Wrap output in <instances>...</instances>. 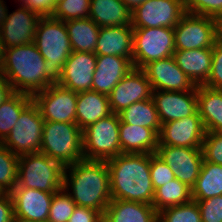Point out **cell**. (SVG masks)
Returning a JSON list of instances; mask_svg holds the SVG:
<instances>
[{"mask_svg": "<svg viewBox=\"0 0 222 222\" xmlns=\"http://www.w3.org/2000/svg\"><path fill=\"white\" fill-rule=\"evenodd\" d=\"M201 150L203 161L222 165V133L206 132Z\"/></svg>", "mask_w": 222, "mask_h": 222, "instance_id": "39", "label": "cell"}, {"mask_svg": "<svg viewBox=\"0 0 222 222\" xmlns=\"http://www.w3.org/2000/svg\"><path fill=\"white\" fill-rule=\"evenodd\" d=\"M0 73L13 92L33 96L55 82L45 72V59L34 43L4 49Z\"/></svg>", "mask_w": 222, "mask_h": 222, "instance_id": "3", "label": "cell"}, {"mask_svg": "<svg viewBox=\"0 0 222 222\" xmlns=\"http://www.w3.org/2000/svg\"><path fill=\"white\" fill-rule=\"evenodd\" d=\"M175 50L174 28H133L134 68L173 56Z\"/></svg>", "mask_w": 222, "mask_h": 222, "instance_id": "8", "label": "cell"}, {"mask_svg": "<svg viewBox=\"0 0 222 222\" xmlns=\"http://www.w3.org/2000/svg\"><path fill=\"white\" fill-rule=\"evenodd\" d=\"M11 222H36V221L28 220V219H25V218L14 215Z\"/></svg>", "mask_w": 222, "mask_h": 222, "instance_id": "50", "label": "cell"}, {"mask_svg": "<svg viewBox=\"0 0 222 222\" xmlns=\"http://www.w3.org/2000/svg\"><path fill=\"white\" fill-rule=\"evenodd\" d=\"M40 153L64 167L84 160L83 131L76 123L44 121Z\"/></svg>", "mask_w": 222, "mask_h": 222, "instance_id": "5", "label": "cell"}, {"mask_svg": "<svg viewBox=\"0 0 222 222\" xmlns=\"http://www.w3.org/2000/svg\"><path fill=\"white\" fill-rule=\"evenodd\" d=\"M65 167L42 153L23 154L18 160L16 186L55 193L63 188Z\"/></svg>", "mask_w": 222, "mask_h": 222, "instance_id": "6", "label": "cell"}, {"mask_svg": "<svg viewBox=\"0 0 222 222\" xmlns=\"http://www.w3.org/2000/svg\"><path fill=\"white\" fill-rule=\"evenodd\" d=\"M43 126L44 119L32 101L21 112L14 127L1 143L18 156L40 153Z\"/></svg>", "mask_w": 222, "mask_h": 222, "instance_id": "9", "label": "cell"}, {"mask_svg": "<svg viewBox=\"0 0 222 222\" xmlns=\"http://www.w3.org/2000/svg\"><path fill=\"white\" fill-rule=\"evenodd\" d=\"M222 195V165L203 161L200 174L191 188L192 200Z\"/></svg>", "mask_w": 222, "mask_h": 222, "instance_id": "30", "label": "cell"}, {"mask_svg": "<svg viewBox=\"0 0 222 222\" xmlns=\"http://www.w3.org/2000/svg\"><path fill=\"white\" fill-rule=\"evenodd\" d=\"M218 23V40L222 42V17L217 20Z\"/></svg>", "mask_w": 222, "mask_h": 222, "instance_id": "49", "label": "cell"}, {"mask_svg": "<svg viewBox=\"0 0 222 222\" xmlns=\"http://www.w3.org/2000/svg\"><path fill=\"white\" fill-rule=\"evenodd\" d=\"M23 3L21 6L27 7L32 12L40 17L52 16L55 11V0H20Z\"/></svg>", "mask_w": 222, "mask_h": 222, "instance_id": "43", "label": "cell"}, {"mask_svg": "<svg viewBox=\"0 0 222 222\" xmlns=\"http://www.w3.org/2000/svg\"><path fill=\"white\" fill-rule=\"evenodd\" d=\"M19 156L0 143V188L10 193L18 181Z\"/></svg>", "mask_w": 222, "mask_h": 222, "instance_id": "34", "label": "cell"}, {"mask_svg": "<svg viewBox=\"0 0 222 222\" xmlns=\"http://www.w3.org/2000/svg\"><path fill=\"white\" fill-rule=\"evenodd\" d=\"M123 123L154 129L158 134L161 130V122L152 98L131 104L119 113Z\"/></svg>", "mask_w": 222, "mask_h": 222, "instance_id": "31", "label": "cell"}, {"mask_svg": "<svg viewBox=\"0 0 222 222\" xmlns=\"http://www.w3.org/2000/svg\"><path fill=\"white\" fill-rule=\"evenodd\" d=\"M184 6L188 13L216 20L222 17V0H184Z\"/></svg>", "mask_w": 222, "mask_h": 222, "instance_id": "38", "label": "cell"}, {"mask_svg": "<svg viewBox=\"0 0 222 222\" xmlns=\"http://www.w3.org/2000/svg\"><path fill=\"white\" fill-rule=\"evenodd\" d=\"M175 49L212 48L218 40L217 20L186 12L174 27Z\"/></svg>", "mask_w": 222, "mask_h": 222, "instance_id": "10", "label": "cell"}, {"mask_svg": "<svg viewBox=\"0 0 222 222\" xmlns=\"http://www.w3.org/2000/svg\"><path fill=\"white\" fill-rule=\"evenodd\" d=\"M90 0H63L58 2L53 18L64 22L89 17Z\"/></svg>", "mask_w": 222, "mask_h": 222, "instance_id": "37", "label": "cell"}, {"mask_svg": "<svg viewBox=\"0 0 222 222\" xmlns=\"http://www.w3.org/2000/svg\"><path fill=\"white\" fill-rule=\"evenodd\" d=\"M142 70L153 91H189L197 87L179 68L173 56L151 61Z\"/></svg>", "mask_w": 222, "mask_h": 222, "instance_id": "17", "label": "cell"}, {"mask_svg": "<svg viewBox=\"0 0 222 222\" xmlns=\"http://www.w3.org/2000/svg\"><path fill=\"white\" fill-rule=\"evenodd\" d=\"M174 172L176 179L192 188L203 163L201 148L158 145L155 152Z\"/></svg>", "mask_w": 222, "mask_h": 222, "instance_id": "14", "label": "cell"}, {"mask_svg": "<svg viewBox=\"0 0 222 222\" xmlns=\"http://www.w3.org/2000/svg\"><path fill=\"white\" fill-rule=\"evenodd\" d=\"M13 217V199L10 193H5L0 197V222H11Z\"/></svg>", "mask_w": 222, "mask_h": 222, "instance_id": "45", "label": "cell"}, {"mask_svg": "<svg viewBox=\"0 0 222 222\" xmlns=\"http://www.w3.org/2000/svg\"><path fill=\"white\" fill-rule=\"evenodd\" d=\"M33 43L45 59L46 74L57 83L62 68L72 53L65 22L52 16L41 17Z\"/></svg>", "mask_w": 222, "mask_h": 222, "instance_id": "4", "label": "cell"}, {"mask_svg": "<svg viewBox=\"0 0 222 222\" xmlns=\"http://www.w3.org/2000/svg\"><path fill=\"white\" fill-rule=\"evenodd\" d=\"M33 101L31 95L13 92L0 104V143L7 137L21 112Z\"/></svg>", "mask_w": 222, "mask_h": 222, "instance_id": "32", "label": "cell"}, {"mask_svg": "<svg viewBox=\"0 0 222 222\" xmlns=\"http://www.w3.org/2000/svg\"><path fill=\"white\" fill-rule=\"evenodd\" d=\"M3 63H4V47L2 44V40L0 38V70L3 66Z\"/></svg>", "mask_w": 222, "mask_h": 222, "instance_id": "48", "label": "cell"}, {"mask_svg": "<svg viewBox=\"0 0 222 222\" xmlns=\"http://www.w3.org/2000/svg\"><path fill=\"white\" fill-rule=\"evenodd\" d=\"M161 124L189 117L198 111L197 87L189 91H153Z\"/></svg>", "mask_w": 222, "mask_h": 222, "instance_id": "19", "label": "cell"}, {"mask_svg": "<svg viewBox=\"0 0 222 222\" xmlns=\"http://www.w3.org/2000/svg\"><path fill=\"white\" fill-rule=\"evenodd\" d=\"M64 188L53 194L47 222H68L76 207L70 194Z\"/></svg>", "mask_w": 222, "mask_h": 222, "instance_id": "36", "label": "cell"}, {"mask_svg": "<svg viewBox=\"0 0 222 222\" xmlns=\"http://www.w3.org/2000/svg\"><path fill=\"white\" fill-rule=\"evenodd\" d=\"M173 57L179 68L196 86L207 81L211 72L212 48L175 50Z\"/></svg>", "mask_w": 222, "mask_h": 222, "instance_id": "25", "label": "cell"}, {"mask_svg": "<svg viewBox=\"0 0 222 222\" xmlns=\"http://www.w3.org/2000/svg\"><path fill=\"white\" fill-rule=\"evenodd\" d=\"M103 222H158V212L150 204L111 199Z\"/></svg>", "mask_w": 222, "mask_h": 222, "instance_id": "24", "label": "cell"}, {"mask_svg": "<svg viewBox=\"0 0 222 222\" xmlns=\"http://www.w3.org/2000/svg\"><path fill=\"white\" fill-rule=\"evenodd\" d=\"M206 130L198 111L186 118L161 125L158 145L201 148Z\"/></svg>", "mask_w": 222, "mask_h": 222, "instance_id": "16", "label": "cell"}, {"mask_svg": "<svg viewBox=\"0 0 222 222\" xmlns=\"http://www.w3.org/2000/svg\"><path fill=\"white\" fill-rule=\"evenodd\" d=\"M61 1H63V0H55L56 4H57L58 2H61Z\"/></svg>", "mask_w": 222, "mask_h": 222, "instance_id": "52", "label": "cell"}, {"mask_svg": "<svg viewBox=\"0 0 222 222\" xmlns=\"http://www.w3.org/2000/svg\"><path fill=\"white\" fill-rule=\"evenodd\" d=\"M191 200V188L174 179L155 190L152 206L160 212L168 207L189 203Z\"/></svg>", "mask_w": 222, "mask_h": 222, "instance_id": "33", "label": "cell"}, {"mask_svg": "<svg viewBox=\"0 0 222 222\" xmlns=\"http://www.w3.org/2000/svg\"><path fill=\"white\" fill-rule=\"evenodd\" d=\"M112 114L108 95L97 91L79 92L76 103V124L83 131L99 119Z\"/></svg>", "mask_w": 222, "mask_h": 222, "instance_id": "26", "label": "cell"}, {"mask_svg": "<svg viewBox=\"0 0 222 222\" xmlns=\"http://www.w3.org/2000/svg\"><path fill=\"white\" fill-rule=\"evenodd\" d=\"M131 15L121 0H90L89 18L99 27L131 25Z\"/></svg>", "mask_w": 222, "mask_h": 222, "instance_id": "28", "label": "cell"}, {"mask_svg": "<svg viewBox=\"0 0 222 222\" xmlns=\"http://www.w3.org/2000/svg\"><path fill=\"white\" fill-rule=\"evenodd\" d=\"M40 18L25 6L8 15L0 0V38L4 49L33 43Z\"/></svg>", "mask_w": 222, "mask_h": 222, "instance_id": "11", "label": "cell"}, {"mask_svg": "<svg viewBox=\"0 0 222 222\" xmlns=\"http://www.w3.org/2000/svg\"><path fill=\"white\" fill-rule=\"evenodd\" d=\"M92 90L109 95L115 85L133 68V63L122 56L96 55Z\"/></svg>", "mask_w": 222, "mask_h": 222, "instance_id": "21", "label": "cell"}, {"mask_svg": "<svg viewBox=\"0 0 222 222\" xmlns=\"http://www.w3.org/2000/svg\"><path fill=\"white\" fill-rule=\"evenodd\" d=\"M204 86L222 89V42L217 40L212 47L211 72Z\"/></svg>", "mask_w": 222, "mask_h": 222, "instance_id": "42", "label": "cell"}, {"mask_svg": "<svg viewBox=\"0 0 222 222\" xmlns=\"http://www.w3.org/2000/svg\"><path fill=\"white\" fill-rule=\"evenodd\" d=\"M72 51L95 53L100 27L89 17L65 22Z\"/></svg>", "mask_w": 222, "mask_h": 222, "instance_id": "29", "label": "cell"}, {"mask_svg": "<svg viewBox=\"0 0 222 222\" xmlns=\"http://www.w3.org/2000/svg\"><path fill=\"white\" fill-rule=\"evenodd\" d=\"M158 222H202L196 201L181 204L158 212Z\"/></svg>", "mask_w": 222, "mask_h": 222, "instance_id": "35", "label": "cell"}, {"mask_svg": "<svg viewBox=\"0 0 222 222\" xmlns=\"http://www.w3.org/2000/svg\"><path fill=\"white\" fill-rule=\"evenodd\" d=\"M125 6H127L131 11L140 6L146 0H121Z\"/></svg>", "mask_w": 222, "mask_h": 222, "instance_id": "47", "label": "cell"}, {"mask_svg": "<svg viewBox=\"0 0 222 222\" xmlns=\"http://www.w3.org/2000/svg\"><path fill=\"white\" fill-rule=\"evenodd\" d=\"M14 215L36 222H47L54 193L15 186L10 192Z\"/></svg>", "mask_w": 222, "mask_h": 222, "instance_id": "20", "label": "cell"}, {"mask_svg": "<svg viewBox=\"0 0 222 222\" xmlns=\"http://www.w3.org/2000/svg\"><path fill=\"white\" fill-rule=\"evenodd\" d=\"M4 194H5V192L0 188V197Z\"/></svg>", "mask_w": 222, "mask_h": 222, "instance_id": "51", "label": "cell"}, {"mask_svg": "<svg viewBox=\"0 0 222 222\" xmlns=\"http://www.w3.org/2000/svg\"><path fill=\"white\" fill-rule=\"evenodd\" d=\"M96 60L95 53L72 51L57 84L76 93L92 90Z\"/></svg>", "mask_w": 222, "mask_h": 222, "instance_id": "18", "label": "cell"}, {"mask_svg": "<svg viewBox=\"0 0 222 222\" xmlns=\"http://www.w3.org/2000/svg\"><path fill=\"white\" fill-rule=\"evenodd\" d=\"M13 93V89L6 78L0 73V104Z\"/></svg>", "mask_w": 222, "mask_h": 222, "instance_id": "46", "label": "cell"}, {"mask_svg": "<svg viewBox=\"0 0 222 222\" xmlns=\"http://www.w3.org/2000/svg\"><path fill=\"white\" fill-rule=\"evenodd\" d=\"M196 201L202 222H222V195Z\"/></svg>", "mask_w": 222, "mask_h": 222, "instance_id": "41", "label": "cell"}, {"mask_svg": "<svg viewBox=\"0 0 222 222\" xmlns=\"http://www.w3.org/2000/svg\"><path fill=\"white\" fill-rule=\"evenodd\" d=\"M119 114L112 113L83 130V156L86 160L107 161L120 155Z\"/></svg>", "mask_w": 222, "mask_h": 222, "instance_id": "7", "label": "cell"}, {"mask_svg": "<svg viewBox=\"0 0 222 222\" xmlns=\"http://www.w3.org/2000/svg\"><path fill=\"white\" fill-rule=\"evenodd\" d=\"M197 108L206 132L222 133V89L197 85Z\"/></svg>", "mask_w": 222, "mask_h": 222, "instance_id": "27", "label": "cell"}, {"mask_svg": "<svg viewBox=\"0 0 222 222\" xmlns=\"http://www.w3.org/2000/svg\"><path fill=\"white\" fill-rule=\"evenodd\" d=\"M152 87L142 69L133 68L108 95L112 113L119 114L131 104L152 98Z\"/></svg>", "mask_w": 222, "mask_h": 222, "instance_id": "15", "label": "cell"}, {"mask_svg": "<svg viewBox=\"0 0 222 222\" xmlns=\"http://www.w3.org/2000/svg\"><path fill=\"white\" fill-rule=\"evenodd\" d=\"M70 185L73 195L69 194L77 206L91 208L104 214L112 199L106 161L84 159L65 167L63 188L68 191Z\"/></svg>", "mask_w": 222, "mask_h": 222, "instance_id": "2", "label": "cell"}, {"mask_svg": "<svg viewBox=\"0 0 222 222\" xmlns=\"http://www.w3.org/2000/svg\"><path fill=\"white\" fill-rule=\"evenodd\" d=\"M95 54L122 56L133 63L132 25L100 27Z\"/></svg>", "mask_w": 222, "mask_h": 222, "instance_id": "22", "label": "cell"}, {"mask_svg": "<svg viewBox=\"0 0 222 222\" xmlns=\"http://www.w3.org/2000/svg\"><path fill=\"white\" fill-rule=\"evenodd\" d=\"M186 13L184 0H146L132 11L133 28H174Z\"/></svg>", "mask_w": 222, "mask_h": 222, "instance_id": "13", "label": "cell"}, {"mask_svg": "<svg viewBox=\"0 0 222 222\" xmlns=\"http://www.w3.org/2000/svg\"><path fill=\"white\" fill-rule=\"evenodd\" d=\"M68 222H103V215L97 210L76 205Z\"/></svg>", "mask_w": 222, "mask_h": 222, "instance_id": "44", "label": "cell"}, {"mask_svg": "<svg viewBox=\"0 0 222 222\" xmlns=\"http://www.w3.org/2000/svg\"><path fill=\"white\" fill-rule=\"evenodd\" d=\"M119 141L122 153L153 154L159 144V134L154 129L119 124Z\"/></svg>", "mask_w": 222, "mask_h": 222, "instance_id": "23", "label": "cell"}, {"mask_svg": "<svg viewBox=\"0 0 222 222\" xmlns=\"http://www.w3.org/2000/svg\"><path fill=\"white\" fill-rule=\"evenodd\" d=\"M77 96L78 93L55 83L32 98L44 121L76 123Z\"/></svg>", "mask_w": 222, "mask_h": 222, "instance_id": "12", "label": "cell"}, {"mask_svg": "<svg viewBox=\"0 0 222 222\" xmlns=\"http://www.w3.org/2000/svg\"><path fill=\"white\" fill-rule=\"evenodd\" d=\"M112 199L152 205L151 154L121 153L106 161Z\"/></svg>", "mask_w": 222, "mask_h": 222, "instance_id": "1", "label": "cell"}, {"mask_svg": "<svg viewBox=\"0 0 222 222\" xmlns=\"http://www.w3.org/2000/svg\"><path fill=\"white\" fill-rule=\"evenodd\" d=\"M150 174L155 190L176 179L171 168L156 153L151 154Z\"/></svg>", "mask_w": 222, "mask_h": 222, "instance_id": "40", "label": "cell"}]
</instances>
